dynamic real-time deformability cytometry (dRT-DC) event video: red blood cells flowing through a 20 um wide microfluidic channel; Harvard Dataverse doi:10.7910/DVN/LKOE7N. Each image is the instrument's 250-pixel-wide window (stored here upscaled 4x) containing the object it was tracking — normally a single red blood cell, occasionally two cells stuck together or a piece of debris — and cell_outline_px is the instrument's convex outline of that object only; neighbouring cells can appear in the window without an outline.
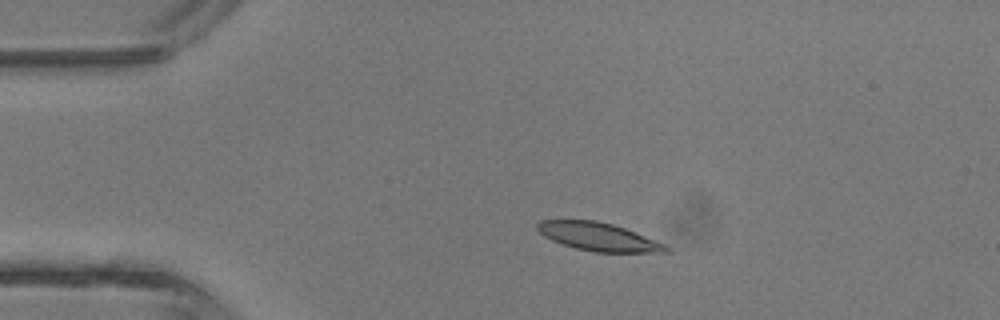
{"species": "common noctule bat (a hibernating species)", "species_latin": "Nyctalus noctula", "temperature_condition": "room temperature", "stored_images_in_passage": 2, "camera_frame_rate_fps": 3000, "um_per_image_px": 0.085, "animal": {"sex": "male", "body_mass_g": 13.3}, "frame": {"image": 1, "passage_image": 1, "time_ms": 0.0, "image_size_px": [1000, 320], "cell_outline_px": [[672, 248], [668, 252], [592, 252], [576, 248], [552, 240], [544, 236], [536, 228], [536, 224], [540, 220], [596, 220], [612, 224], [624, 228], [668, 244]], "centroid_in_image_um": [50.91, 20.12], "position_along_channel_um": 34.1, "area_um2": 21.15}}